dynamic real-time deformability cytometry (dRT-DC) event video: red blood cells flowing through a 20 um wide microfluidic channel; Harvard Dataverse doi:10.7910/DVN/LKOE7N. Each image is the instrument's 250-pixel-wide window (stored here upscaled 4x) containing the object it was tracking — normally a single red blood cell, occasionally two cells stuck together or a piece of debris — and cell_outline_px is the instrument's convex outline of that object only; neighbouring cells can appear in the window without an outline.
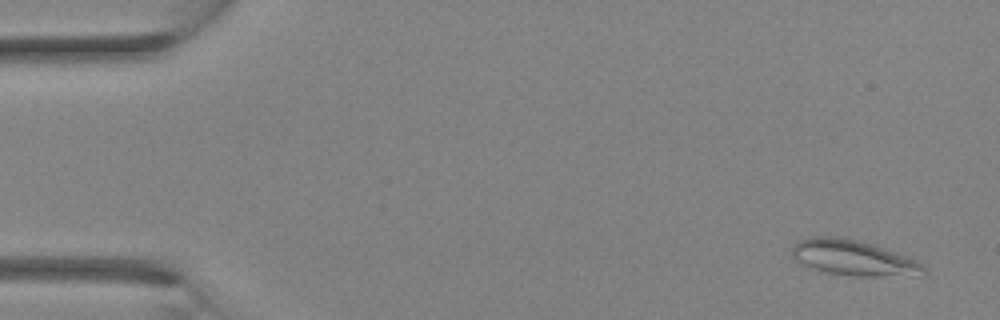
{"species": "Egyptian fruit bat (a non-hibernating species)", "species_latin": "Rousettus aegyptiacus", "temperature_condition": "room temperature", "stored_images_in_passage": 9, "camera_frame_rate_fps": 3000, "um_per_image_px": 0.085, "animal": {"sex": "female"}, "frame": {"image": 1, "passage_image": 2, "time_ms": 0.333, "image_size_px": [1000, 320], "cell_outline_px": [[924, 272], [880, 276], [852, 276], [828, 272], [804, 264], [796, 260], [792, 256], [792, 248], [800, 240], [808, 236], [832, 236], [856, 240], [872, 244], [916, 260], [924, 268]], "centroid_in_image_um": [72.44, 21.89], "position_along_channel_um": 12.6, "area_um2": 26.13}}